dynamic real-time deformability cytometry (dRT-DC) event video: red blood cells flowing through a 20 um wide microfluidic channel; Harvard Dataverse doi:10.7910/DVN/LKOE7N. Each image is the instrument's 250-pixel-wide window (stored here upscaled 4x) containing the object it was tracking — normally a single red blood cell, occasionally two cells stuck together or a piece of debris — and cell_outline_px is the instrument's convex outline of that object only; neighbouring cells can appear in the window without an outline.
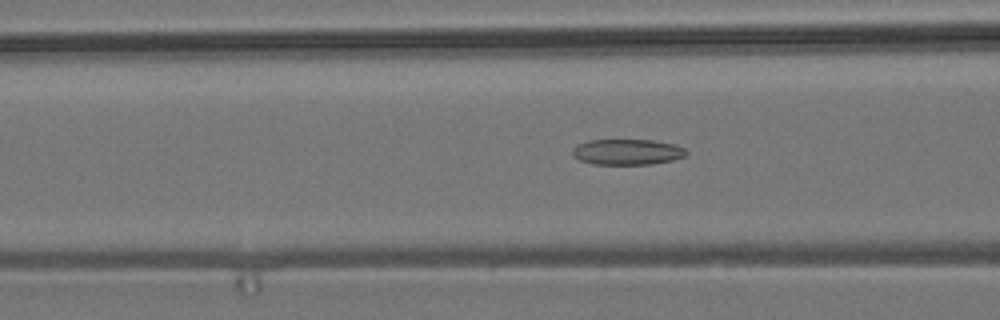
{"species": "common noctule bat (a hibernating species)", "species_latin": "Nyctalus noctula", "temperature_condition": "room temperature", "stored_images_in_passage": 54, "camera_frame_rate_fps": 3000, "um_per_image_px": 0.085, "animal": {"sex": "male", "body_mass_g": 19.2, "forearm_length_mm": 51.8}, "frame": {"image": 1, "passage_image": 21, "time_ms": 6.667, "image_size_px": [1000, 320], "cell_outline_px": [[688, 152], [684, 156], [672, 160], [652, 164], [592, 164], [580, 160], [572, 156], [572, 148], [576, 144], [588, 140], [652, 140], [672, 144], [684, 148]], "centroid_in_image_um": [53.26, 12.91], "position_along_channel_um": 113.3, "area_um2": 17.05}}
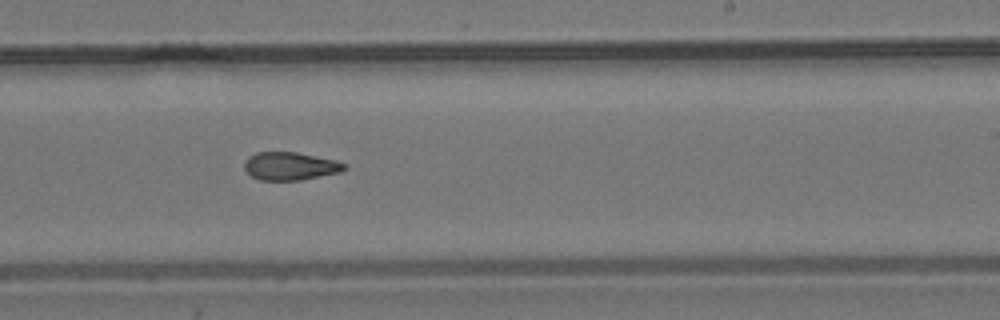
{"frame": {"image": 2, "passage_image": 33, "time_ms": 10.667, "image_size_px": [1000, 320], "cell_outline_px": [[348, 168], [340, 172], [300, 180], [260, 180], [252, 176], [244, 168], [244, 160], [248, 156], [256, 152], [296, 152], [336, 160], [344, 164]], "centroid_in_image_um": [24.64, 14.11], "position_along_channel_um": 264.4, "area_um2": 16.3}}
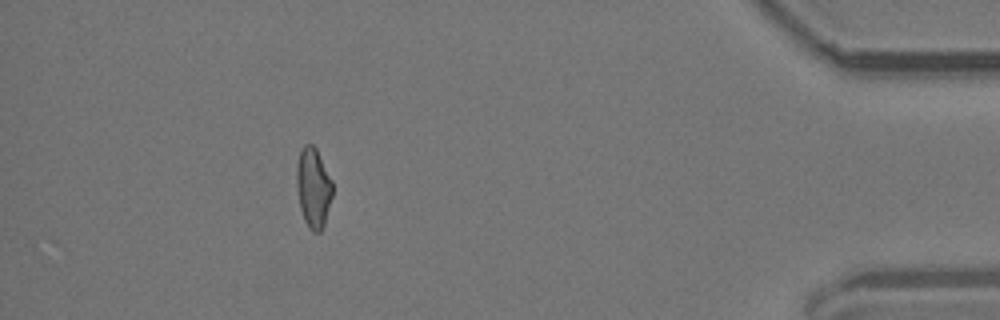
{"frame": {"image": 3, "passage_image": 49, "time_ms": 16.0, "image_size_px": [1000, 320], "cell_outline_px": [[332, 196], [324, 224], [320, 232], [312, 232], [308, 228], [304, 220], [300, 208], [296, 188], [296, 164], [300, 148], [304, 144], [312, 144], [316, 148], [332, 180]], "centroid_in_image_um": [26.6, 15.93], "position_along_channel_um": 408.6, "area_um2": 16.94}, "authors_computed_cell_mechanics": {"area_um2": 17.1088, "velocity_mm_per_s": 3.7769, "shape_relaxation_time_tau1_ms": null, "shape_relaxation_time_tau2_ms": 2.9745, "deformation_change_tau1": null, "deformation_change_tau2": 0.0985}}